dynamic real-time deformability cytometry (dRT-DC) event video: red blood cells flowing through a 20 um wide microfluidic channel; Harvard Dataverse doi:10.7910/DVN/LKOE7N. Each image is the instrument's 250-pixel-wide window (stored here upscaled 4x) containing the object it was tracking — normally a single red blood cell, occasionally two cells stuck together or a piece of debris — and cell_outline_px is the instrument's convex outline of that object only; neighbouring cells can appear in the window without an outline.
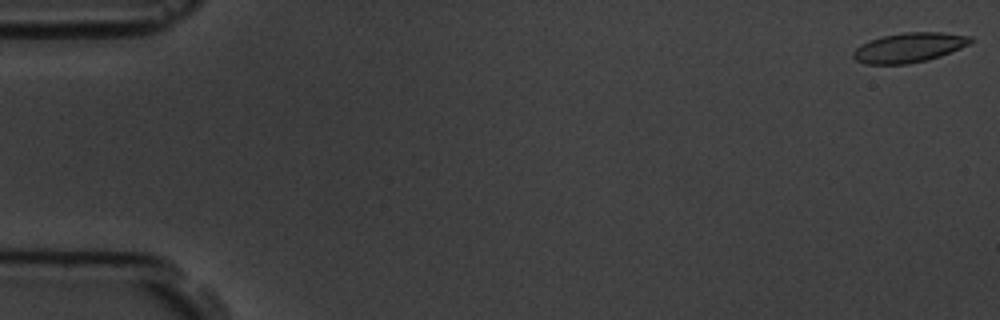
{"species": "common noctule bat (a hibernating species)", "species_latin": "Nyctalus noctula", "temperature_condition": "room temperature", "stored_images_in_passage": 6, "segment_of_instrument_passage": [1, 2], "camera_frame_rate_fps": 3000, "um_per_image_px": 0.085, "animal": {"sex": "male", "body_mass_g": 19.5, "forearm_length_mm": 54.6}, "frame": {"image": 1, "passage_image": 1, "time_ms": 0.0, "image_size_px": [1000, 320], "cell_outline_px": [[972, 40], [968, 44], [960, 48], [940, 56], [928, 60], [908, 64], [864, 64], [856, 60], [852, 56], [852, 52], [860, 44], [868, 40], [884, 36], [904, 32], [940, 32], [972, 36]], "centroid_in_image_um": [77.23, 4.04], "position_along_channel_um": 7.8, "area_um2": 20.29}}
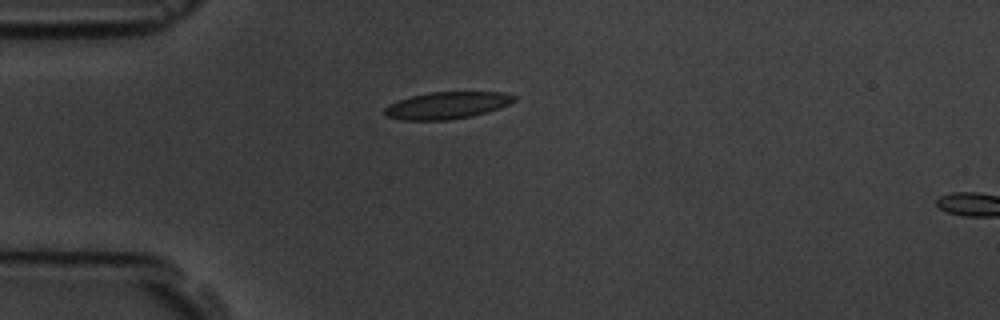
{"frame": {"image": 2, "passage_image": 5, "time_ms": 4.667, "image_size_px": [1000, 320], "cell_outline_px": [[516, 100], [508, 104], [488, 112], [472, 116], [448, 120], [400, 120], [384, 116], [384, 108], [400, 100], [412, 96], [428, 92], [504, 92], [516, 96]], "centroid_in_image_um": [38.0, 8.96], "position_along_channel_um": 47.0, "area_um2": 20.35}}